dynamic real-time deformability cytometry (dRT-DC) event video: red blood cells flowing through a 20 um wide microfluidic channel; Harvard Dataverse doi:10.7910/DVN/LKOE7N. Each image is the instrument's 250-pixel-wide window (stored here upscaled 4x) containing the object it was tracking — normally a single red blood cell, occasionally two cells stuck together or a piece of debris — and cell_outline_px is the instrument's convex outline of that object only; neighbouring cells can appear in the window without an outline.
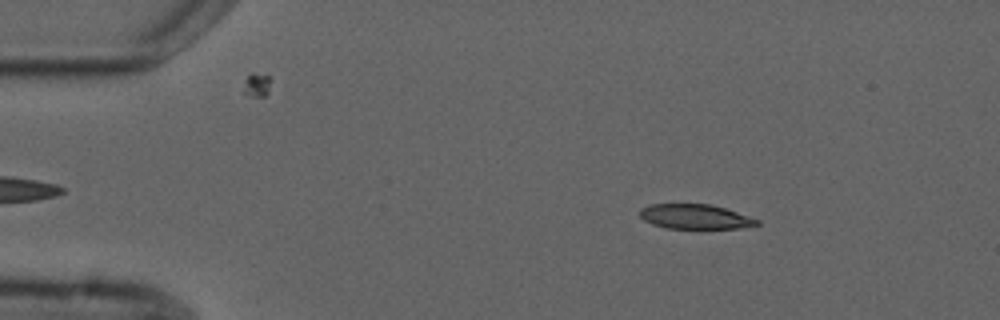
{"species": "common noctule bat (a hibernating species)", "species_latin": "Nyctalus noctula", "temperature_condition": "cold", "stored_images_in_passage": 4, "camera_frame_rate_fps": 3000, "um_per_image_px": 0.085, "animal": {"sex": "male", "forearm_length_mm": 52.5}, "frame": {"image": 1, "passage_image": 2, "time_ms": 1.333, "image_size_px": [1000, 320], "cell_outline_px": [[760, 224], [740, 228], [668, 228], [652, 224], [644, 220], [640, 216], [640, 208], [648, 204], [712, 204], [760, 220]], "centroid_in_image_um": [59.06, 18.41], "position_along_channel_um": 25.9, "area_um2": 16.76}}